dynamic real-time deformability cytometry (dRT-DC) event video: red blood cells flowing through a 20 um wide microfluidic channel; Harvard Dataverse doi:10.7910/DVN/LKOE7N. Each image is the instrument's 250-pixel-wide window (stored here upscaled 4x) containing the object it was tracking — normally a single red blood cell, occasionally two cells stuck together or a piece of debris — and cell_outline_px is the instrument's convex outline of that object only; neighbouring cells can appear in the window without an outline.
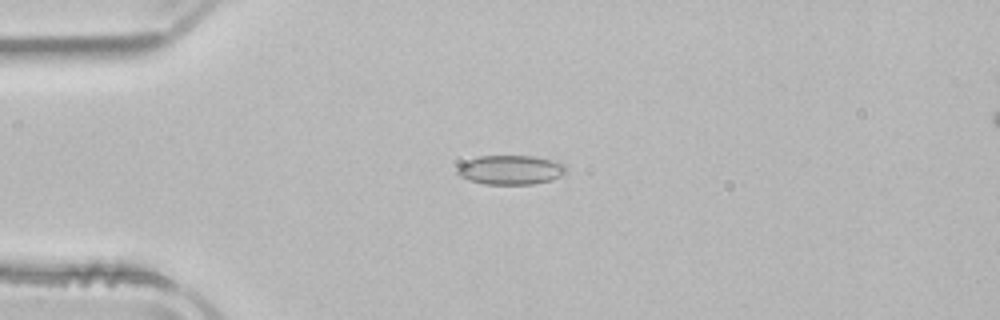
{"species": "common noctule bat (a hibernating species)", "species_latin": "Nyctalus noctula", "temperature_condition": "room temperature", "stored_images_in_passage": 46, "camera_frame_rate_fps": 3000, "um_per_image_px": 0.085, "animal": {"sex": "male", "body_mass_g": 21.5, "forearm_length_mm": 52.0}, "frame": {"image": 1, "passage_image": 7, "time_ms": 2.0, "image_size_px": [1000, 320], "cell_outline_px": [[568, 168], [560, 176], [552, 180], [532, 184], [484, 184], [460, 176], [456, 172], [456, 168], [460, 164], [468, 160], [480, 156], [532, 156], [556, 160], [564, 164]], "centroid_in_image_um": [43.42, 14.43], "position_along_channel_um": 41.6, "area_um2": 18.55}}
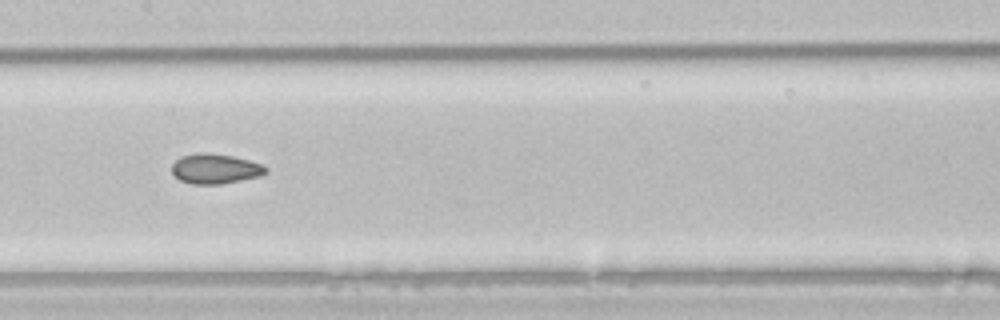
{"frame": {"image": 2, "passage_image": 20, "time_ms": 6.333, "image_size_px": [1000, 320], "cell_outline_px": [[268, 172], [260, 176], [220, 184], [192, 184], [180, 180], [172, 172], [172, 164], [180, 156], [196, 152], [208, 152], [232, 156], [264, 164], [268, 168]], "centroid_in_image_um": [18.3, 14.33], "position_along_channel_um": 189.1, "area_um2": 16.53}}
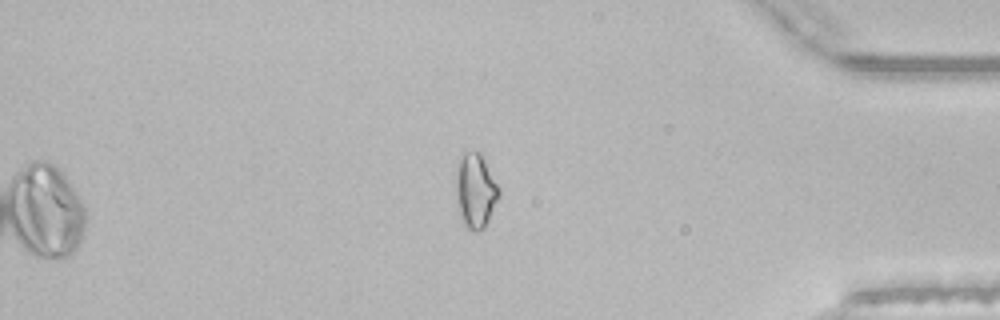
{"frame": {"image": 3, "passage_image": 38, "time_ms": 12.333, "image_size_px": [1000, 320], "cell_outline_px": [[500, 196], [484, 228], [476, 232], [472, 232], [464, 224], [460, 216], [456, 200], [456, 172], [460, 160], [464, 152], [480, 152], [484, 156], [500, 188]], "centroid_in_image_um": [40.44, 16.21], "position_along_channel_um": 394.8, "area_um2": 18.84}, "authors_computed_cell_mechanics": {"area_um2": 16.8776, "velocity_mm_per_s": 3.937, "shape_relaxation_time_tau1_ms": null, "shape_relaxation_time_tau2_ms": 2.8435, "deformation_change_tau1": null, "deformation_change_tau2": 0.0736}}